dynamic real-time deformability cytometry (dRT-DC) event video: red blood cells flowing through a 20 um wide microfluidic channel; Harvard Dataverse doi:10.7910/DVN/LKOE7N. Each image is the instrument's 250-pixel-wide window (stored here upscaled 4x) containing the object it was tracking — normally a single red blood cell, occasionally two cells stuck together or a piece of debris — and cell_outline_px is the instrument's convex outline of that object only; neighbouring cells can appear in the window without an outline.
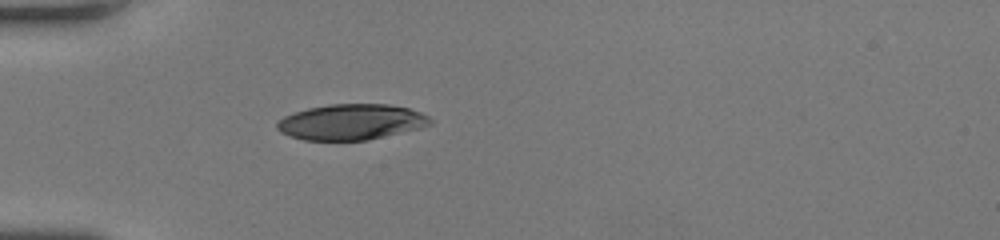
{"species": "human", "species_latin": "Homo sapiens", "temperature_condition": "room temperature", "stored_images_in_passage": 34, "camera_frame_rate_fps": 3000, "um_per_image_px": 0.085, "donor": {"sex": "female"}, "frame": {"image": 1, "passage_image": 1, "time_ms": 0.0, "image_size_px": [1000, 240], "cell_outline_px": [[432, 124], [420, 128], [368, 140], [304, 140], [288, 136], [280, 132], [276, 128], [276, 124], [284, 116], [308, 108], [332, 104], [388, 104], [408, 108], [420, 112], [428, 116], [432, 120]], "centroid_in_image_um": [29.85, 10.37], "position_along_channel_um": 55.1, "area_um2": 31.79}}
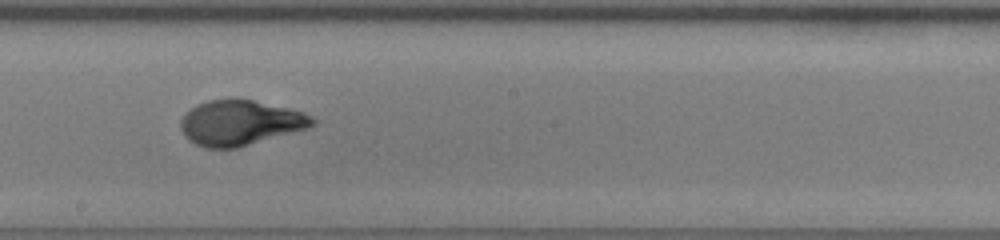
{"frame": {"image": 2, "passage_image": 14, "time_ms": 4.333, "image_size_px": [1000, 240], "cell_outline_px": [[316, 124], [308, 128], [236, 148], [204, 148], [188, 140], [184, 136], [180, 128], [180, 120], [192, 108], [208, 100], [252, 100], [288, 108], [304, 112], [312, 116], [316, 120]], "centroid_in_image_um": [20.43, 10.46], "position_along_channel_um": 227.8, "area_um2": 34.28}}
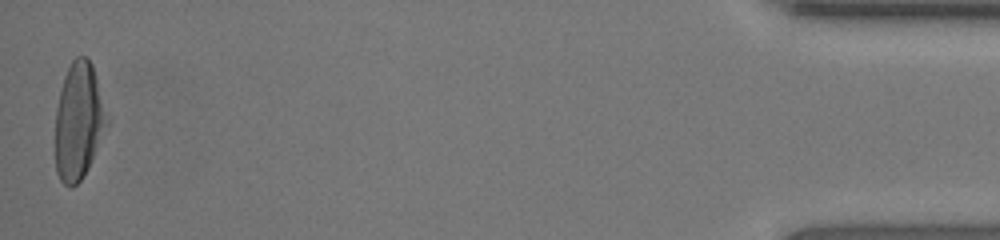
{"frame": {"image": 3, "passage_image": 34, "time_ms": 11.0, "image_size_px": [1000, 240], "cell_outline_px": [[108, 124], [88, 168], [84, 176], [72, 188], [68, 188], [60, 180], [56, 172], [56, 108], [64, 76], [72, 60], [76, 56], [88, 56], [92, 64]], "centroid_in_image_um": [6.66, 10.33], "position_along_channel_um": 428.5, "area_um2": 34.62}, "authors_computed_cell_mechanics": {"area_um2": 34.6511, "velocity_mm_per_s": 4.3114, "shape_relaxation_time_tau1_ms": 3.689, "shape_relaxation_time_tau2_ms": null, "deformation_change_tau1": 0.2232, "deformation_change_tau2": null}}